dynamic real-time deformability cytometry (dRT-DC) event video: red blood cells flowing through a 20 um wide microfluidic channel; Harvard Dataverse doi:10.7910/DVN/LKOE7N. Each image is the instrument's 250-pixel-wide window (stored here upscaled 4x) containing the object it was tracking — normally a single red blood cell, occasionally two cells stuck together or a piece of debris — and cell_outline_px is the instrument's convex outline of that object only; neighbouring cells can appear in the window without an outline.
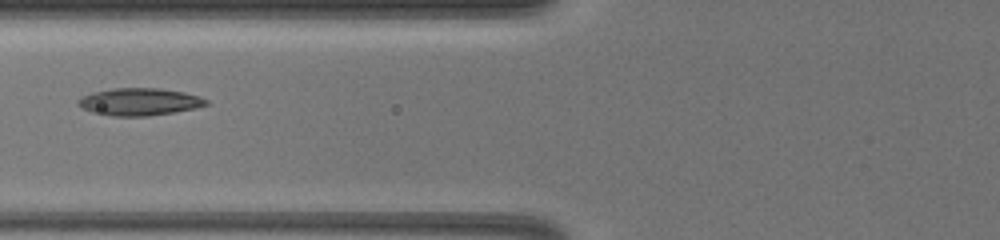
{"species": "common noctule bat (a hibernating species)", "species_latin": "Nyctalus noctula", "temperature_condition": "warm", "stored_images_in_passage": 20, "camera_frame_rate_fps": 3000, "um_per_image_px": 0.085, "animal": {"sex": "female", "body_mass_g": 19.5, "forearm_length_mm": 54.1}, "frame": {"image": 1, "passage_image": 6, "time_ms": 5.0, "image_size_px": [1000, 240], "cell_outline_px": [[208, 104], [192, 108], [172, 112], [148, 116], [112, 116], [92, 112], [76, 104], [84, 96], [92, 92], [112, 88], [160, 88], [184, 92], [208, 100]], "centroid_in_image_um": [11.82, 8.64], "position_along_channel_um": 114.0, "area_um2": 20.06}}
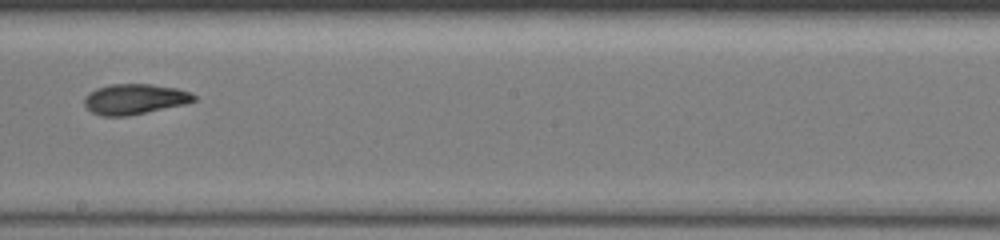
{"frame": {"image": 2, "passage_image": 9, "time_ms": 8.0, "image_size_px": [1000, 240], "cell_outline_px": [[196, 100], [184, 104], [128, 116], [100, 116], [92, 112], [84, 104], [84, 100], [92, 92], [100, 88], [112, 84], [148, 84], [176, 88], [188, 92], [196, 96]], "centroid_in_image_um": [11.46, 8.44], "position_along_channel_um": 236.7, "area_um2": 18.96}}
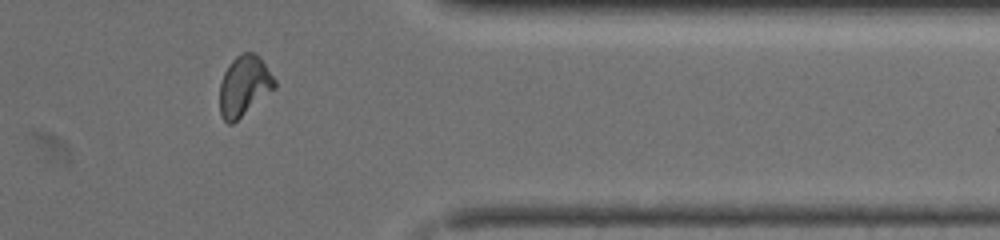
{"frame": {"image": 3, "passage_image": 15, "time_ms": 12.0, "image_size_px": [1000, 240], "cell_outline_px": [[276, 88], [232, 124], [228, 124], [220, 116], [220, 84], [224, 72], [228, 64], [236, 56], [244, 52], [256, 52], [260, 56], [276, 80]], "centroid_in_image_um": [20.76, 7.28], "position_along_channel_um": 390.6, "area_um2": 19.48}, "authors_computed_cell_mechanics": {"area_um2": 19.3919, "velocity_mm_per_s": 4.0938, "shape_relaxation_time_tau1_ms": 11.0146, "shape_relaxation_time_tau2_ms": 1.7576, "deformation_change_tau1": 0.2282, "deformation_change_tau2": 0.0656}}